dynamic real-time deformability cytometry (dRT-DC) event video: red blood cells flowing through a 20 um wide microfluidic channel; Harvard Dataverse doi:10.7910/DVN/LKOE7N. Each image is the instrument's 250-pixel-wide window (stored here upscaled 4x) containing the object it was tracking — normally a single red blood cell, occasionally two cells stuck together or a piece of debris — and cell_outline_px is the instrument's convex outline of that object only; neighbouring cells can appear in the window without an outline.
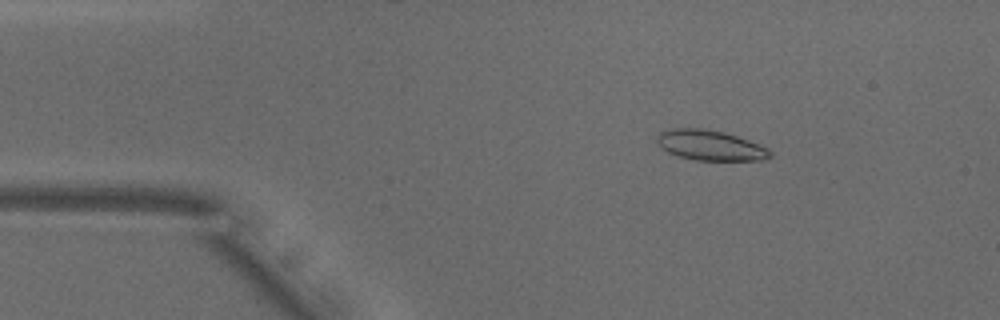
{"species": "common noctule bat (a hibernating species)", "species_latin": "Nyctalus noctula", "temperature_condition": "warm", "stored_images_in_passage": 51, "camera_frame_rate_fps": 3000, "um_per_image_px": 0.085, "animal": {"sex": "male", "body_mass_g": 18.8}, "frame": {"image": 1, "passage_image": 7, "time_ms": 2.0, "image_size_px": [1000, 320], "cell_outline_px": [[772, 156], [764, 160], [696, 160], [680, 156], [668, 152], [656, 140], [656, 136], [660, 132], [672, 128], [704, 128], [724, 132], [760, 144], [768, 148], [772, 152]], "centroid_in_image_um": [60.4, 12.34], "position_along_channel_um": 24.6, "area_um2": 19.83}}
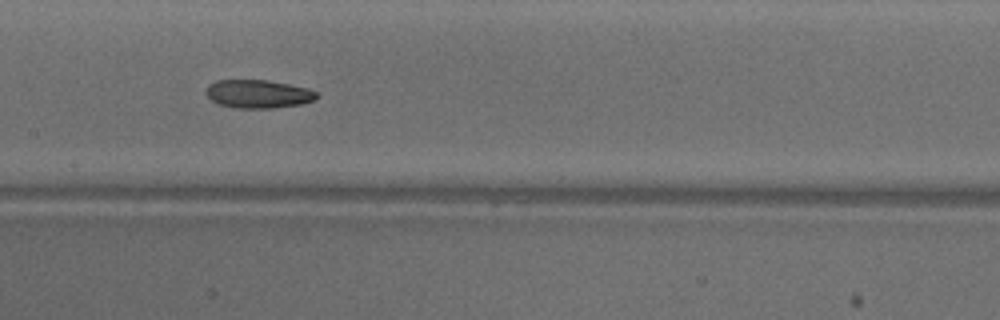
{"frame": {"image": 2, "passage_image": 24, "time_ms": 7.667, "image_size_px": [1000, 320], "cell_outline_px": [[316, 100], [300, 104], [272, 108], [236, 108], [220, 104], [212, 100], [204, 92], [208, 84], [216, 80], [268, 80], [308, 88], [316, 92]], "centroid_in_image_um": [21.92, 7.98], "position_along_channel_um": 185.5, "area_um2": 18.21}}
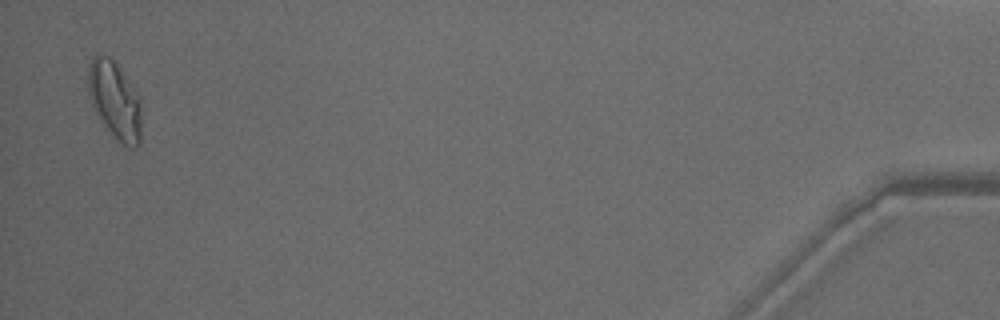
{"frame": {"image": 3, "passage_image": 50, "time_ms": 16.333, "image_size_px": [1000, 320], "cell_outline_px": [[140, 144], [136, 148], [128, 148], [100, 120], [88, 96], [88, 64], [92, 56], [96, 52], [100, 52], [108, 56], [116, 64], [140, 100]], "centroid_in_image_um": [9.71, 8.48], "position_along_channel_um": 425.5, "area_um2": 23.64}, "authors_computed_cell_mechanics": {"area_um2": 19.5942, "velocity_mm_per_s": 3.8447, "shape_relaxation_time_tau1_ms": 5.1075, "shape_relaxation_time_tau2_ms": 3.9952, "deformation_change_tau1": 0.1629, "deformation_change_tau2": 0.104}}